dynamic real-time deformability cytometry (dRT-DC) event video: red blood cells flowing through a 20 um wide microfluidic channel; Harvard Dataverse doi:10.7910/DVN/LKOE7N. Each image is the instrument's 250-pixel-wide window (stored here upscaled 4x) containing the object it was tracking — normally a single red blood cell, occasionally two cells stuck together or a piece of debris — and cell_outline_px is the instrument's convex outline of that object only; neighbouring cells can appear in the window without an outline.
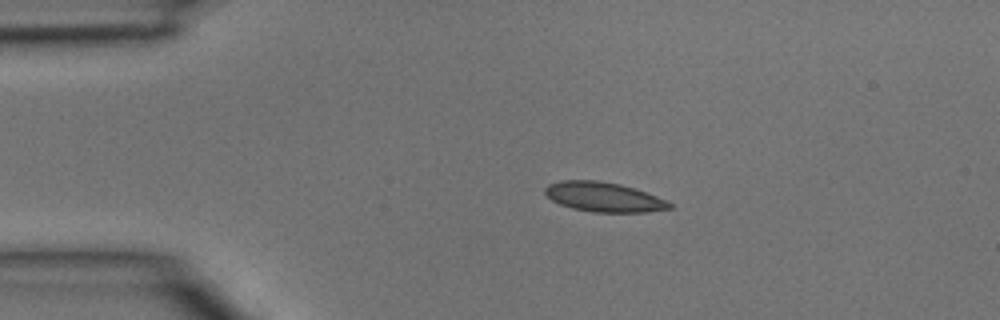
{"species": "common noctule bat (a hibernating species)", "species_latin": "Nyctalus noctula", "temperature_condition": "room temperature", "stored_images_in_passage": 2, "camera_frame_rate_fps": 3000, "um_per_image_px": 0.085, "animal": {"sex": "male", "body_mass_g": 15.6}, "frame": {"image": 1, "passage_image": 1, "time_ms": 0.0, "image_size_px": [1000, 320], "cell_outline_px": [[672, 208], [648, 212], [596, 212], [572, 208], [560, 204], [552, 200], [544, 192], [544, 188], [548, 184], [560, 180], [596, 180], [620, 184], [656, 196], [672, 204]], "centroid_in_image_um": [51.28, 16.74], "position_along_channel_um": 33.7, "area_um2": 21.27}}